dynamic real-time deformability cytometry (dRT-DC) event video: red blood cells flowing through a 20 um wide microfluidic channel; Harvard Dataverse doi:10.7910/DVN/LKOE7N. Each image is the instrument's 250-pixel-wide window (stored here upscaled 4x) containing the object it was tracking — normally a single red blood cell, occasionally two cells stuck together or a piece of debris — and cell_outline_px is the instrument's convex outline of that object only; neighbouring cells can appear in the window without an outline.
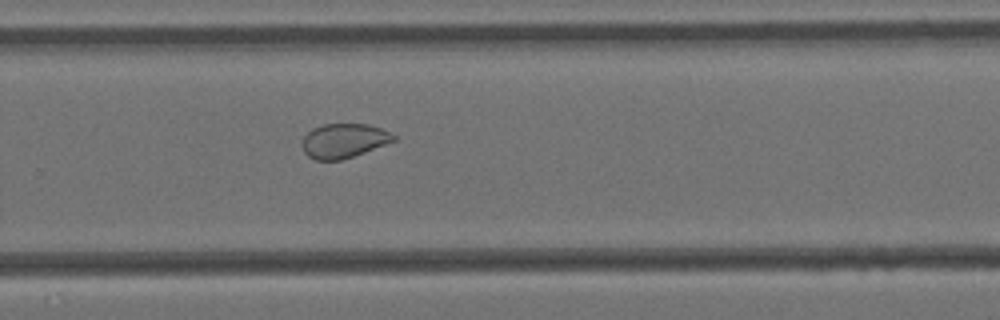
{"species": "Egyptian fruit bat (a non-hibernating species)", "species_latin": "Rousettus aegyptiacus", "temperature_condition": "cold", "stored_images_in_passage": 11, "camera_frame_rate_fps": 3000, "um_per_image_px": 0.085, "animal": {"sex": "female"}, "frame": {"image": 1, "passage_image": 11, "time_ms": 3.333, "image_size_px": [1000, 320], "cell_outline_px": [[396, 140], [352, 156], [340, 160], [316, 160], [308, 156], [304, 152], [300, 144], [304, 136], [312, 128], [324, 124], [368, 124], [380, 128], [396, 136]], "centroid_in_image_um": [29.17, 11.95], "position_along_channel_um": 300.6, "area_um2": 18.15}}